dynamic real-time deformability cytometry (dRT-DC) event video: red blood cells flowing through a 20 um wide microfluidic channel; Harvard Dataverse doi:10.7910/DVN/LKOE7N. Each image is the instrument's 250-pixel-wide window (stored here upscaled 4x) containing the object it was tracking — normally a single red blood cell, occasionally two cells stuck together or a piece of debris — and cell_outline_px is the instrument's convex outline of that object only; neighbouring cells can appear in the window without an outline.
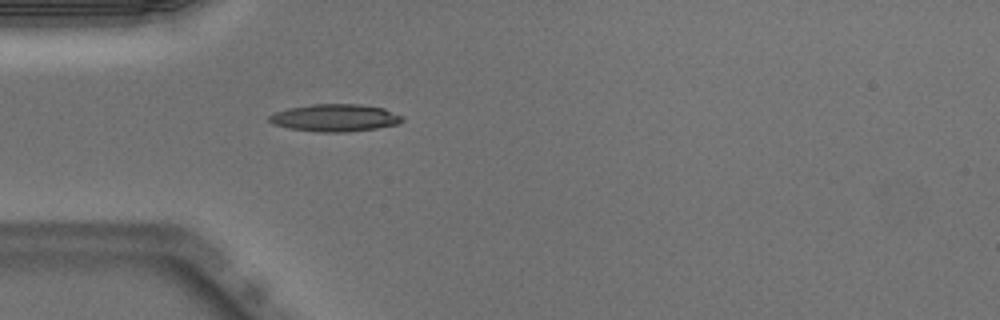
{"species": "Egyptian fruit bat (a non-hibernating species)", "species_latin": "Rousettus aegyptiacus", "temperature_condition": "warm", "stored_images_in_passage": 4, "camera_frame_rate_fps": 3000, "um_per_image_px": 0.085, "animal": {"sex": "male"}, "frame": {"image": 1, "passage_image": 1, "time_ms": 0.0, "image_size_px": [1000, 320], "cell_outline_px": [[404, 120], [396, 124], [376, 128], [344, 132], [320, 132], [288, 128], [272, 124], [268, 120], [268, 116], [276, 112], [288, 108], [312, 104], [360, 104], [384, 108], [404, 116]], "centroid_in_image_um": [28.47, 10.01], "position_along_channel_um": 56.5, "area_um2": 21.21}}